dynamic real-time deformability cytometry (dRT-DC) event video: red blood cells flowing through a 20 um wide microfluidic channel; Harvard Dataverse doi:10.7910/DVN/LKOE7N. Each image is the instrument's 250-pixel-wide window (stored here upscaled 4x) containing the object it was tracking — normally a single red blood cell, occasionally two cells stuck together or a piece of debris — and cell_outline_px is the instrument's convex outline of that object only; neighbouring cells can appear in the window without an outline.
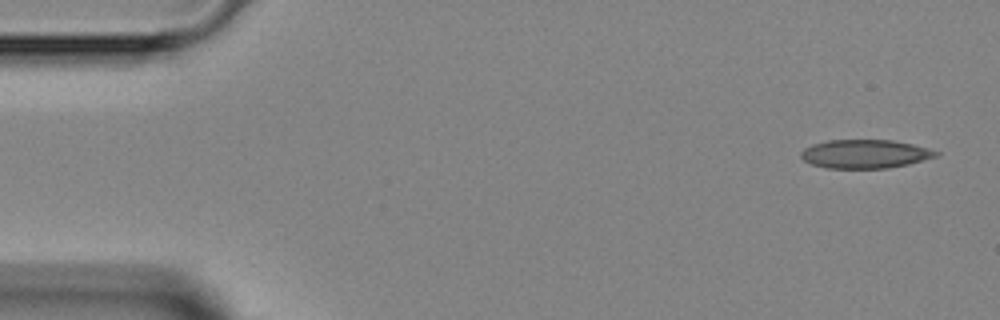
{"species": "Egyptian fruit bat (a non-hibernating species)", "species_latin": "Rousettus aegyptiacus", "temperature_condition": "room temperature", "stored_images_in_passage": 4, "camera_frame_rate_fps": 3000, "um_per_image_px": 0.085, "animal": {"sex": "female"}, "frame": {"image": 1, "passage_image": 1, "time_ms": 0.0, "image_size_px": [1000, 320], "cell_outline_px": [[940, 152], [936, 156], [908, 164], [888, 168], [828, 168], [812, 164], [804, 160], [800, 156], [800, 152], [804, 148], [812, 144], [828, 140], [892, 140], [912, 144]], "centroid_in_image_um": [73.49, 13.08], "position_along_channel_um": 11.5, "area_um2": 22.37}}
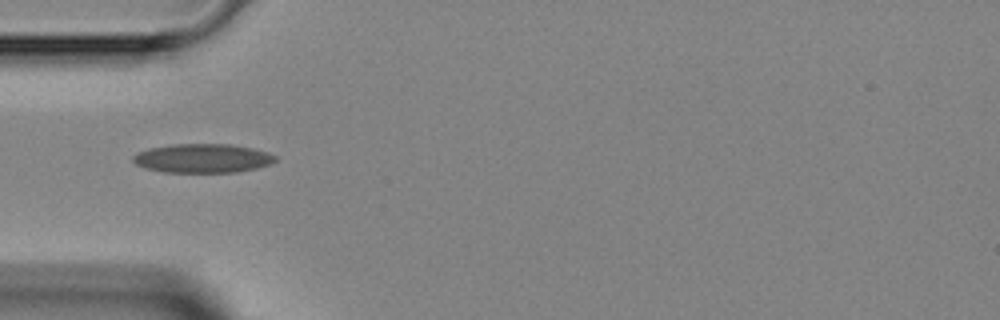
{"frame": {"image": 2, "passage_image": 4, "time_ms": 4.0, "image_size_px": [1000, 320], "cell_outline_px": [[276, 160], [268, 164], [256, 168], [236, 172], [164, 172], [144, 168], [136, 164], [132, 160], [132, 156], [136, 152], [148, 148], [172, 144], [232, 144], [252, 148], [268, 152], [276, 156]], "centroid_in_image_um": [17.18, 13.45], "position_along_channel_um": 67.8, "area_um2": 24.1}}